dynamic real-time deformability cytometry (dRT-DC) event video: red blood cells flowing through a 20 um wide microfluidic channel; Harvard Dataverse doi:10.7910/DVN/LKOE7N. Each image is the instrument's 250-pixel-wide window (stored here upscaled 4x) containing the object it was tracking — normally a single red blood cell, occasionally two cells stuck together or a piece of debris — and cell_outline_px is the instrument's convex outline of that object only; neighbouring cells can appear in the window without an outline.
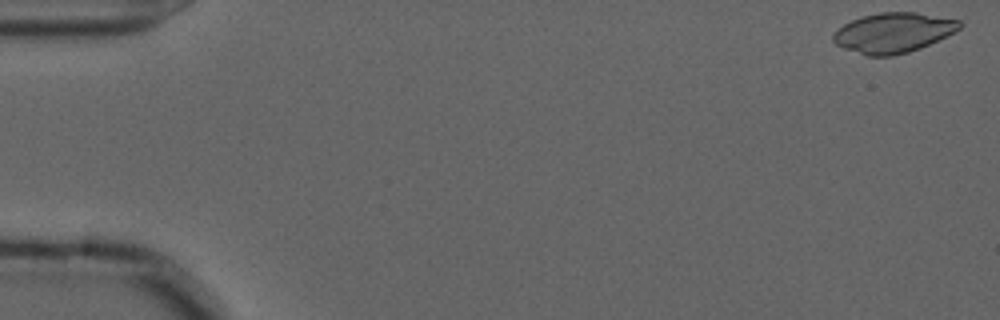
{"species": "common noctule bat (a hibernating species)", "species_latin": "Nyctalus noctula", "temperature_condition": "cold", "stored_images_in_passage": 56, "camera_frame_rate_fps": 3000, "um_per_image_px": 0.085, "animal": {"sex": "male", "forearm_length_mm": 52.5}, "frame": {"image": 1, "passage_image": 1, "time_ms": 0.0, "image_size_px": [1000, 320], "cell_outline_px": [[964, 24], [960, 28], [920, 48], [908, 52], [892, 56], [868, 56], [844, 48], [836, 44], [832, 40], [832, 36], [844, 24], [860, 16], [880, 12], [916, 12], [960, 20]], "centroid_in_image_um": [75.91, 2.77], "position_along_channel_um": 9.1, "area_um2": 29.13}}